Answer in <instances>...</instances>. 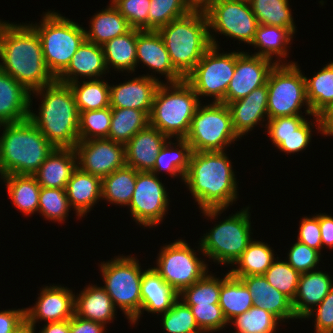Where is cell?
I'll return each mask as SVG.
<instances>
[{
    "label": "cell",
    "instance_id": "cell-28",
    "mask_svg": "<svg viewBox=\"0 0 333 333\" xmlns=\"http://www.w3.org/2000/svg\"><path fill=\"white\" fill-rule=\"evenodd\" d=\"M179 298V294L151 267L145 269L141 280V310L130 324H137L143 311L162 314Z\"/></svg>",
    "mask_w": 333,
    "mask_h": 333
},
{
    "label": "cell",
    "instance_id": "cell-35",
    "mask_svg": "<svg viewBox=\"0 0 333 333\" xmlns=\"http://www.w3.org/2000/svg\"><path fill=\"white\" fill-rule=\"evenodd\" d=\"M137 29L131 28L127 33L109 40L102 46L108 69L133 73L136 68Z\"/></svg>",
    "mask_w": 333,
    "mask_h": 333
},
{
    "label": "cell",
    "instance_id": "cell-21",
    "mask_svg": "<svg viewBox=\"0 0 333 333\" xmlns=\"http://www.w3.org/2000/svg\"><path fill=\"white\" fill-rule=\"evenodd\" d=\"M267 97L266 83L254 89L246 97L227 104L234 131L240 138L257 125L261 124L264 127L262 123L268 121Z\"/></svg>",
    "mask_w": 333,
    "mask_h": 333
},
{
    "label": "cell",
    "instance_id": "cell-39",
    "mask_svg": "<svg viewBox=\"0 0 333 333\" xmlns=\"http://www.w3.org/2000/svg\"><path fill=\"white\" fill-rule=\"evenodd\" d=\"M149 114L132 108H112L109 140L126 144L138 131L150 124Z\"/></svg>",
    "mask_w": 333,
    "mask_h": 333
},
{
    "label": "cell",
    "instance_id": "cell-56",
    "mask_svg": "<svg viewBox=\"0 0 333 333\" xmlns=\"http://www.w3.org/2000/svg\"><path fill=\"white\" fill-rule=\"evenodd\" d=\"M306 121L303 115L281 116L268 119L265 131L268 135H289L294 133Z\"/></svg>",
    "mask_w": 333,
    "mask_h": 333
},
{
    "label": "cell",
    "instance_id": "cell-25",
    "mask_svg": "<svg viewBox=\"0 0 333 333\" xmlns=\"http://www.w3.org/2000/svg\"><path fill=\"white\" fill-rule=\"evenodd\" d=\"M236 278H239L249 290L254 306L263 308L283 322L297 319L293 311L292 301L273 288L263 275Z\"/></svg>",
    "mask_w": 333,
    "mask_h": 333
},
{
    "label": "cell",
    "instance_id": "cell-18",
    "mask_svg": "<svg viewBox=\"0 0 333 333\" xmlns=\"http://www.w3.org/2000/svg\"><path fill=\"white\" fill-rule=\"evenodd\" d=\"M34 306L25 308V317L34 325L70 320L74 315L75 293L67 287L53 284L40 289Z\"/></svg>",
    "mask_w": 333,
    "mask_h": 333
},
{
    "label": "cell",
    "instance_id": "cell-3",
    "mask_svg": "<svg viewBox=\"0 0 333 333\" xmlns=\"http://www.w3.org/2000/svg\"><path fill=\"white\" fill-rule=\"evenodd\" d=\"M41 97L38 114L30 110L29 119L55 148H75L79 141V112L69 85L55 81L35 90Z\"/></svg>",
    "mask_w": 333,
    "mask_h": 333
},
{
    "label": "cell",
    "instance_id": "cell-13",
    "mask_svg": "<svg viewBox=\"0 0 333 333\" xmlns=\"http://www.w3.org/2000/svg\"><path fill=\"white\" fill-rule=\"evenodd\" d=\"M183 239L162 246L152 267L178 294L202 279L209 271L208 264Z\"/></svg>",
    "mask_w": 333,
    "mask_h": 333
},
{
    "label": "cell",
    "instance_id": "cell-51",
    "mask_svg": "<svg viewBox=\"0 0 333 333\" xmlns=\"http://www.w3.org/2000/svg\"><path fill=\"white\" fill-rule=\"evenodd\" d=\"M111 3L131 28L149 30L151 0H113Z\"/></svg>",
    "mask_w": 333,
    "mask_h": 333
},
{
    "label": "cell",
    "instance_id": "cell-43",
    "mask_svg": "<svg viewBox=\"0 0 333 333\" xmlns=\"http://www.w3.org/2000/svg\"><path fill=\"white\" fill-rule=\"evenodd\" d=\"M229 323L236 329L233 333H276L277 326L282 322L270 312L253 305Z\"/></svg>",
    "mask_w": 333,
    "mask_h": 333
},
{
    "label": "cell",
    "instance_id": "cell-1",
    "mask_svg": "<svg viewBox=\"0 0 333 333\" xmlns=\"http://www.w3.org/2000/svg\"><path fill=\"white\" fill-rule=\"evenodd\" d=\"M232 168L225 151H192L184 184L203 216L210 220H216L238 199V182Z\"/></svg>",
    "mask_w": 333,
    "mask_h": 333
},
{
    "label": "cell",
    "instance_id": "cell-22",
    "mask_svg": "<svg viewBox=\"0 0 333 333\" xmlns=\"http://www.w3.org/2000/svg\"><path fill=\"white\" fill-rule=\"evenodd\" d=\"M106 73H108V69L102 46L85 39L72 57L70 64L56 78V81L68 85L77 82L79 77L84 80L85 78L98 79L103 78L102 75Z\"/></svg>",
    "mask_w": 333,
    "mask_h": 333
},
{
    "label": "cell",
    "instance_id": "cell-52",
    "mask_svg": "<svg viewBox=\"0 0 333 333\" xmlns=\"http://www.w3.org/2000/svg\"><path fill=\"white\" fill-rule=\"evenodd\" d=\"M188 306L192 310L197 325L202 330H209L214 333L229 325L219 304Z\"/></svg>",
    "mask_w": 333,
    "mask_h": 333
},
{
    "label": "cell",
    "instance_id": "cell-4",
    "mask_svg": "<svg viewBox=\"0 0 333 333\" xmlns=\"http://www.w3.org/2000/svg\"><path fill=\"white\" fill-rule=\"evenodd\" d=\"M1 128L2 177L34 175L55 148L29 118L1 124Z\"/></svg>",
    "mask_w": 333,
    "mask_h": 333
},
{
    "label": "cell",
    "instance_id": "cell-61",
    "mask_svg": "<svg viewBox=\"0 0 333 333\" xmlns=\"http://www.w3.org/2000/svg\"><path fill=\"white\" fill-rule=\"evenodd\" d=\"M45 324L38 333H70V320Z\"/></svg>",
    "mask_w": 333,
    "mask_h": 333
},
{
    "label": "cell",
    "instance_id": "cell-34",
    "mask_svg": "<svg viewBox=\"0 0 333 333\" xmlns=\"http://www.w3.org/2000/svg\"><path fill=\"white\" fill-rule=\"evenodd\" d=\"M1 179L6 185L14 207L16 206L26 216L38 212L41 186L34 175L10 174Z\"/></svg>",
    "mask_w": 333,
    "mask_h": 333
},
{
    "label": "cell",
    "instance_id": "cell-24",
    "mask_svg": "<svg viewBox=\"0 0 333 333\" xmlns=\"http://www.w3.org/2000/svg\"><path fill=\"white\" fill-rule=\"evenodd\" d=\"M31 93L9 74L0 70V125L29 118Z\"/></svg>",
    "mask_w": 333,
    "mask_h": 333
},
{
    "label": "cell",
    "instance_id": "cell-62",
    "mask_svg": "<svg viewBox=\"0 0 333 333\" xmlns=\"http://www.w3.org/2000/svg\"><path fill=\"white\" fill-rule=\"evenodd\" d=\"M36 325L31 323L26 317L18 324L12 333H36Z\"/></svg>",
    "mask_w": 333,
    "mask_h": 333
},
{
    "label": "cell",
    "instance_id": "cell-67",
    "mask_svg": "<svg viewBox=\"0 0 333 333\" xmlns=\"http://www.w3.org/2000/svg\"><path fill=\"white\" fill-rule=\"evenodd\" d=\"M235 1H246V2H249V0H235Z\"/></svg>",
    "mask_w": 333,
    "mask_h": 333
},
{
    "label": "cell",
    "instance_id": "cell-50",
    "mask_svg": "<svg viewBox=\"0 0 333 333\" xmlns=\"http://www.w3.org/2000/svg\"><path fill=\"white\" fill-rule=\"evenodd\" d=\"M160 315L166 333H194L200 330L191 308L179 298L167 312Z\"/></svg>",
    "mask_w": 333,
    "mask_h": 333
},
{
    "label": "cell",
    "instance_id": "cell-59",
    "mask_svg": "<svg viewBox=\"0 0 333 333\" xmlns=\"http://www.w3.org/2000/svg\"><path fill=\"white\" fill-rule=\"evenodd\" d=\"M319 226L323 249L326 246L333 249V217L326 213H319Z\"/></svg>",
    "mask_w": 333,
    "mask_h": 333
},
{
    "label": "cell",
    "instance_id": "cell-57",
    "mask_svg": "<svg viewBox=\"0 0 333 333\" xmlns=\"http://www.w3.org/2000/svg\"><path fill=\"white\" fill-rule=\"evenodd\" d=\"M25 318V308L0 311V333H12Z\"/></svg>",
    "mask_w": 333,
    "mask_h": 333
},
{
    "label": "cell",
    "instance_id": "cell-23",
    "mask_svg": "<svg viewBox=\"0 0 333 333\" xmlns=\"http://www.w3.org/2000/svg\"><path fill=\"white\" fill-rule=\"evenodd\" d=\"M169 138L150 124L138 131L126 144V165L136 171H151L161 147Z\"/></svg>",
    "mask_w": 333,
    "mask_h": 333
},
{
    "label": "cell",
    "instance_id": "cell-53",
    "mask_svg": "<svg viewBox=\"0 0 333 333\" xmlns=\"http://www.w3.org/2000/svg\"><path fill=\"white\" fill-rule=\"evenodd\" d=\"M287 253V263L300 273L316 270L321 261V253L306 244L296 241Z\"/></svg>",
    "mask_w": 333,
    "mask_h": 333
},
{
    "label": "cell",
    "instance_id": "cell-12",
    "mask_svg": "<svg viewBox=\"0 0 333 333\" xmlns=\"http://www.w3.org/2000/svg\"><path fill=\"white\" fill-rule=\"evenodd\" d=\"M218 46L211 45L194 69L185 77L199 100L200 96L223 102L236 66V51L220 53ZM213 96V97H212Z\"/></svg>",
    "mask_w": 333,
    "mask_h": 333
},
{
    "label": "cell",
    "instance_id": "cell-10",
    "mask_svg": "<svg viewBox=\"0 0 333 333\" xmlns=\"http://www.w3.org/2000/svg\"><path fill=\"white\" fill-rule=\"evenodd\" d=\"M207 104L201 103L196 109L185 139L191 145L192 151H225L240 137L234 131L227 104Z\"/></svg>",
    "mask_w": 333,
    "mask_h": 333
},
{
    "label": "cell",
    "instance_id": "cell-42",
    "mask_svg": "<svg viewBox=\"0 0 333 333\" xmlns=\"http://www.w3.org/2000/svg\"><path fill=\"white\" fill-rule=\"evenodd\" d=\"M288 2L289 0H249L258 24L290 28L296 33L297 29Z\"/></svg>",
    "mask_w": 333,
    "mask_h": 333
},
{
    "label": "cell",
    "instance_id": "cell-36",
    "mask_svg": "<svg viewBox=\"0 0 333 333\" xmlns=\"http://www.w3.org/2000/svg\"><path fill=\"white\" fill-rule=\"evenodd\" d=\"M219 305L228 323L254 305L245 284L239 278L233 277L229 270L222 278Z\"/></svg>",
    "mask_w": 333,
    "mask_h": 333
},
{
    "label": "cell",
    "instance_id": "cell-40",
    "mask_svg": "<svg viewBox=\"0 0 333 333\" xmlns=\"http://www.w3.org/2000/svg\"><path fill=\"white\" fill-rule=\"evenodd\" d=\"M82 83V84H81ZM68 84L73 91L78 112L101 110L110 106V85L105 79H90Z\"/></svg>",
    "mask_w": 333,
    "mask_h": 333
},
{
    "label": "cell",
    "instance_id": "cell-20",
    "mask_svg": "<svg viewBox=\"0 0 333 333\" xmlns=\"http://www.w3.org/2000/svg\"><path fill=\"white\" fill-rule=\"evenodd\" d=\"M143 63L154 74L166 76L167 83H177L185 78L173 67L164 42L158 33L153 30L137 29L136 42V68Z\"/></svg>",
    "mask_w": 333,
    "mask_h": 333
},
{
    "label": "cell",
    "instance_id": "cell-6",
    "mask_svg": "<svg viewBox=\"0 0 333 333\" xmlns=\"http://www.w3.org/2000/svg\"><path fill=\"white\" fill-rule=\"evenodd\" d=\"M201 101L185 80L177 83L164 81L154 96L150 125L168 138L185 139Z\"/></svg>",
    "mask_w": 333,
    "mask_h": 333
},
{
    "label": "cell",
    "instance_id": "cell-58",
    "mask_svg": "<svg viewBox=\"0 0 333 333\" xmlns=\"http://www.w3.org/2000/svg\"><path fill=\"white\" fill-rule=\"evenodd\" d=\"M106 327L102 323L86 320L75 314L70 319V333H105Z\"/></svg>",
    "mask_w": 333,
    "mask_h": 333
},
{
    "label": "cell",
    "instance_id": "cell-47",
    "mask_svg": "<svg viewBox=\"0 0 333 333\" xmlns=\"http://www.w3.org/2000/svg\"><path fill=\"white\" fill-rule=\"evenodd\" d=\"M301 273L277 257L263 274L267 282L291 301L294 300Z\"/></svg>",
    "mask_w": 333,
    "mask_h": 333
},
{
    "label": "cell",
    "instance_id": "cell-27",
    "mask_svg": "<svg viewBox=\"0 0 333 333\" xmlns=\"http://www.w3.org/2000/svg\"><path fill=\"white\" fill-rule=\"evenodd\" d=\"M333 288L330 275L323 271L313 270L301 273L297 293L292 307L297 319H304Z\"/></svg>",
    "mask_w": 333,
    "mask_h": 333
},
{
    "label": "cell",
    "instance_id": "cell-38",
    "mask_svg": "<svg viewBox=\"0 0 333 333\" xmlns=\"http://www.w3.org/2000/svg\"><path fill=\"white\" fill-rule=\"evenodd\" d=\"M137 172L125 165L102 179V200L118 206H129L136 185Z\"/></svg>",
    "mask_w": 333,
    "mask_h": 333
},
{
    "label": "cell",
    "instance_id": "cell-17",
    "mask_svg": "<svg viewBox=\"0 0 333 333\" xmlns=\"http://www.w3.org/2000/svg\"><path fill=\"white\" fill-rule=\"evenodd\" d=\"M275 62L249 52L236 51V66L229 83L223 104L246 97L254 89L267 83L270 71Z\"/></svg>",
    "mask_w": 333,
    "mask_h": 333
},
{
    "label": "cell",
    "instance_id": "cell-8",
    "mask_svg": "<svg viewBox=\"0 0 333 333\" xmlns=\"http://www.w3.org/2000/svg\"><path fill=\"white\" fill-rule=\"evenodd\" d=\"M249 211V207H243L235 214L226 217L224 221L215 224L200 238L197 252H202L205 258L208 257L214 263L234 266L253 240Z\"/></svg>",
    "mask_w": 333,
    "mask_h": 333
},
{
    "label": "cell",
    "instance_id": "cell-5",
    "mask_svg": "<svg viewBox=\"0 0 333 333\" xmlns=\"http://www.w3.org/2000/svg\"><path fill=\"white\" fill-rule=\"evenodd\" d=\"M173 67L185 78L211 46L208 19L204 10L172 20L157 30Z\"/></svg>",
    "mask_w": 333,
    "mask_h": 333
},
{
    "label": "cell",
    "instance_id": "cell-31",
    "mask_svg": "<svg viewBox=\"0 0 333 333\" xmlns=\"http://www.w3.org/2000/svg\"><path fill=\"white\" fill-rule=\"evenodd\" d=\"M293 34L295 33L290 28L258 24L255 37L250 45L254 46L255 50L258 48L259 51L254 52L253 55L268 58L275 61L276 64L297 63L284 61L289 54L287 49L288 45L292 43ZM274 57H277V60H273Z\"/></svg>",
    "mask_w": 333,
    "mask_h": 333
},
{
    "label": "cell",
    "instance_id": "cell-16",
    "mask_svg": "<svg viewBox=\"0 0 333 333\" xmlns=\"http://www.w3.org/2000/svg\"><path fill=\"white\" fill-rule=\"evenodd\" d=\"M75 151L78 167L101 179L126 165L125 145L107 138L78 141Z\"/></svg>",
    "mask_w": 333,
    "mask_h": 333
},
{
    "label": "cell",
    "instance_id": "cell-64",
    "mask_svg": "<svg viewBox=\"0 0 333 333\" xmlns=\"http://www.w3.org/2000/svg\"><path fill=\"white\" fill-rule=\"evenodd\" d=\"M0 178H2V159H1V145H0Z\"/></svg>",
    "mask_w": 333,
    "mask_h": 333
},
{
    "label": "cell",
    "instance_id": "cell-33",
    "mask_svg": "<svg viewBox=\"0 0 333 333\" xmlns=\"http://www.w3.org/2000/svg\"><path fill=\"white\" fill-rule=\"evenodd\" d=\"M89 30L85 29L86 40L103 46L109 40L127 33L131 27L127 20L111 4L91 17Z\"/></svg>",
    "mask_w": 333,
    "mask_h": 333
},
{
    "label": "cell",
    "instance_id": "cell-49",
    "mask_svg": "<svg viewBox=\"0 0 333 333\" xmlns=\"http://www.w3.org/2000/svg\"><path fill=\"white\" fill-rule=\"evenodd\" d=\"M193 9L185 0H151L149 9V30L157 31L189 14Z\"/></svg>",
    "mask_w": 333,
    "mask_h": 333
},
{
    "label": "cell",
    "instance_id": "cell-19",
    "mask_svg": "<svg viewBox=\"0 0 333 333\" xmlns=\"http://www.w3.org/2000/svg\"><path fill=\"white\" fill-rule=\"evenodd\" d=\"M153 76L147 73L118 85H110V107L132 108L150 115L156 90L163 83V80Z\"/></svg>",
    "mask_w": 333,
    "mask_h": 333
},
{
    "label": "cell",
    "instance_id": "cell-46",
    "mask_svg": "<svg viewBox=\"0 0 333 333\" xmlns=\"http://www.w3.org/2000/svg\"><path fill=\"white\" fill-rule=\"evenodd\" d=\"M71 206L65 189L41 187L38 213L46 220L63 223L69 216Z\"/></svg>",
    "mask_w": 333,
    "mask_h": 333
},
{
    "label": "cell",
    "instance_id": "cell-66",
    "mask_svg": "<svg viewBox=\"0 0 333 333\" xmlns=\"http://www.w3.org/2000/svg\"><path fill=\"white\" fill-rule=\"evenodd\" d=\"M314 333H333V331L314 332Z\"/></svg>",
    "mask_w": 333,
    "mask_h": 333
},
{
    "label": "cell",
    "instance_id": "cell-11",
    "mask_svg": "<svg viewBox=\"0 0 333 333\" xmlns=\"http://www.w3.org/2000/svg\"><path fill=\"white\" fill-rule=\"evenodd\" d=\"M298 63L275 64L267 79L268 119L281 116L302 115L305 106L306 115L313 116L306 97L304 74Z\"/></svg>",
    "mask_w": 333,
    "mask_h": 333
},
{
    "label": "cell",
    "instance_id": "cell-2",
    "mask_svg": "<svg viewBox=\"0 0 333 333\" xmlns=\"http://www.w3.org/2000/svg\"><path fill=\"white\" fill-rule=\"evenodd\" d=\"M0 70L30 93L56 81L45 64L39 35L27 23L15 24L0 19Z\"/></svg>",
    "mask_w": 333,
    "mask_h": 333
},
{
    "label": "cell",
    "instance_id": "cell-7",
    "mask_svg": "<svg viewBox=\"0 0 333 333\" xmlns=\"http://www.w3.org/2000/svg\"><path fill=\"white\" fill-rule=\"evenodd\" d=\"M40 23L30 25L40 37L48 70L57 78L86 39L85 28L54 10L45 12Z\"/></svg>",
    "mask_w": 333,
    "mask_h": 333
},
{
    "label": "cell",
    "instance_id": "cell-48",
    "mask_svg": "<svg viewBox=\"0 0 333 333\" xmlns=\"http://www.w3.org/2000/svg\"><path fill=\"white\" fill-rule=\"evenodd\" d=\"M315 121H309L308 119L297 129L294 133L289 135H269L272 144H274L280 152L287 154H294L305 150L311 142V136L313 135L312 128L316 125V130L321 132V122L319 115L312 116ZM315 124H314V123Z\"/></svg>",
    "mask_w": 333,
    "mask_h": 333
},
{
    "label": "cell",
    "instance_id": "cell-26",
    "mask_svg": "<svg viewBox=\"0 0 333 333\" xmlns=\"http://www.w3.org/2000/svg\"><path fill=\"white\" fill-rule=\"evenodd\" d=\"M77 167L75 148H54L34 176L41 187L65 189Z\"/></svg>",
    "mask_w": 333,
    "mask_h": 333
},
{
    "label": "cell",
    "instance_id": "cell-63",
    "mask_svg": "<svg viewBox=\"0 0 333 333\" xmlns=\"http://www.w3.org/2000/svg\"><path fill=\"white\" fill-rule=\"evenodd\" d=\"M193 10H204L213 0H185Z\"/></svg>",
    "mask_w": 333,
    "mask_h": 333
},
{
    "label": "cell",
    "instance_id": "cell-45",
    "mask_svg": "<svg viewBox=\"0 0 333 333\" xmlns=\"http://www.w3.org/2000/svg\"><path fill=\"white\" fill-rule=\"evenodd\" d=\"M112 108L79 112V141L108 138Z\"/></svg>",
    "mask_w": 333,
    "mask_h": 333
},
{
    "label": "cell",
    "instance_id": "cell-41",
    "mask_svg": "<svg viewBox=\"0 0 333 333\" xmlns=\"http://www.w3.org/2000/svg\"><path fill=\"white\" fill-rule=\"evenodd\" d=\"M304 78L311 111L314 115H320L333 103V62L326 64L312 78Z\"/></svg>",
    "mask_w": 333,
    "mask_h": 333
},
{
    "label": "cell",
    "instance_id": "cell-30",
    "mask_svg": "<svg viewBox=\"0 0 333 333\" xmlns=\"http://www.w3.org/2000/svg\"><path fill=\"white\" fill-rule=\"evenodd\" d=\"M116 310L111 297L102 286L89 284L75 296L74 314L80 318L107 325L116 318Z\"/></svg>",
    "mask_w": 333,
    "mask_h": 333
},
{
    "label": "cell",
    "instance_id": "cell-44",
    "mask_svg": "<svg viewBox=\"0 0 333 333\" xmlns=\"http://www.w3.org/2000/svg\"><path fill=\"white\" fill-rule=\"evenodd\" d=\"M206 274L202 279L179 293V299L187 305L219 304L222 278Z\"/></svg>",
    "mask_w": 333,
    "mask_h": 333
},
{
    "label": "cell",
    "instance_id": "cell-65",
    "mask_svg": "<svg viewBox=\"0 0 333 333\" xmlns=\"http://www.w3.org/2000/svg\"><path fill=\"white\" fill-rule=\"evenodd\" d=\"M211 331H209V330H202V329H200V330H198V331H196V332H194V333H210Z\"/></svg>",
    "mask_w": 333,
    "mask_h": 333
},
{
    "label": "cell",
    "instance_id": "cell-32",
    "mask_svg": "<svg viewBox=\"0 0 333 333\" xmlns=\"http://www.w3.org/2000/svg\"><path fill=\"white\" fill-rule=\"evenodd\" d=\"M171 140L169 138L161 147L156 157L155 165L150 172L159 176L158 174L164 171L170 177L173 176L175 178L179 176L184 182L185 175L189 169L192 148L186 139L177 138L175 143Z\"/></svg>",
    "mask_w": 333,
    "mask_h": 333
},
{
    "label": "cell",
    "instance_id": "cell-37",
    "mask_svg": "<svg viewBox=\"0 0 333 333\" xmlns=\"http://www.w3.org/2000/svg\"><path fill=\"white\" fill-rule=\"evenodd\" d=\"M274 250L265 242L252 240L229 271L233 277L263 275L276 259Z\"/></svg>",
    "mask_w": 333,
    "mask_h": 333
},
{
    "label": "cell",
    "instance_id": "cell-14",
    "mask_svg": "<svg viewBox=\"0 0 333 333\" xmlns=\"http://www.w3.org/2000/svg\"><path fill=\"white\" fill-rule=\"evenodd\" d=\"M204 11L208 19L211 45L219 47L214 32L239 40L241 43H247V45L252 43L258 22L249 2L213 0Z\"/></svg>",
    "mask_w": 333,
    "mask_h": 333
},
{
    "label": "cell",
    "instance_id": "cell-60",
    "mask_svg": "<svg viewBox=\"0 0 333 333\" xmlns=\"http://www.w3.org/2000/svg\"><path fill=\"white\" fill-rule=\"evenodd\" d=\"M321 134L333 136V103L328 106L320 115Z\"/></svg>",
    "mask_w": 333,
    "mask_h": 333
},
{
    "label": "cell",
    "instance_id": "cell-29",
    "mask_svg": "<svg viewBox=\"0 0 333 333\" xmlns=\"http://www.w3.org/2000/svg\"><path fill=\"white\" fill-rule=\"evenodd\" d=\"M65 191L69 204L74 208L79 219L87 216V212H90L94 205L102 199V179L77 167L70 177Z\"/></svg>",
    "mask_w": 333,
    "mask_h": 333
},
{
    "label": "cell",
    "instance_id": "cell-15",
    "mask_svg": "<svg viewBox=\"0 0 333 333\" xmlns=\"http://www.w3.org/2000/svg\"><path fill=\"white\" fill-rule=\"evenodd\" d=\"M168 197L157 175L149 171L137 172L135 189L128 206L132 219L140 226L156 227L168 214Z\"/></svg>",
    "mask_w": 333,
    "mask_h": 333
},
{
    "label": "cell",
    "instance_id": "cell-54",
    "mask_svg": "<svg viewBox=\"0 0 333 333\" xmlns=\"http://www.w3.org/2000/svg\"><path fill=\"white\" fill-rule=\"evenodd\" d=\"M299 223L297 241L306 244L321 253L323 245L320 234L319 213L311 217H302Z\"/></svg>",
    "mask_w": 333,
    "mask_h": 333
},
{
    "label": "cell",
    "instance_id": "cell-9",
    "mask_svg": "<svg viewBox=\"0 0 333 333\" xmlns=\"http://www.w3.org/2000/svg\"><path fill=\"white\" fill-rule=\"evenodd\" d=\"M103 261L99 267L103 288L116 308H120L129 322H133L141 310V280L143 272L137 257L117 256Z\"/></svg>",
    "mask_w": 333,
    "mask_h": 333
},
{
    "label": "cell",
    "instance_id": "cell-55",
    "mask_svg": "<svg viewBox=\"0 0 333 333\" xmlns=\"http://www.w3.org/2000/svg\"><path fill=\"white\" fill-rule=\"evenodd\" d=\"M315 332L333 331V288L327 296L304 318H314Z\"/></svg>",
    "mask_w": 333,
    "mask_h": 333
}]
</instances>
